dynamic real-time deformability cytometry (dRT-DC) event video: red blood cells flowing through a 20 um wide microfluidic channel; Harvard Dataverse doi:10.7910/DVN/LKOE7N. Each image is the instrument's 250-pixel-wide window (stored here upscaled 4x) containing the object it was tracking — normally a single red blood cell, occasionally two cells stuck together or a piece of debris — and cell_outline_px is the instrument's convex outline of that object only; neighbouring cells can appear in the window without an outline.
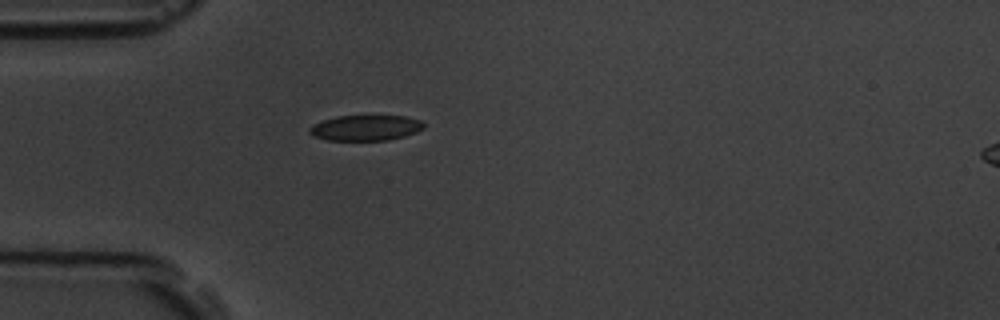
{"species": "common noctule bat (a hibernating species)", "species_latin": "Nyctalus noctula", "temperature_condition": "room temperature", "stored_images_in_passage": 1, "camera_frame_rate_fps": 3000, "um_per_image_px": 0.085, "animal": {"sex": "male", "body_mass_g": 19.5, "forearm_length_mm": 54.6}, "frame": {"image": 1, "passage_image": 1, "time_ms": 0.0, "image_size_px": [1000, 320], "cell_outline_px": [[424, 128], [416, 132], [404, 136], [388, 140], [328, 140], [316, 136], [308, 132], [308, 128], [312, 124], [336, 116], [372, 112], [404, 116], [420, 120], [424, 124]], "centroid_in_image_um": [31.09, 10.8], "position_along_channel_um": 53.9, "area_um2": 17.86}}